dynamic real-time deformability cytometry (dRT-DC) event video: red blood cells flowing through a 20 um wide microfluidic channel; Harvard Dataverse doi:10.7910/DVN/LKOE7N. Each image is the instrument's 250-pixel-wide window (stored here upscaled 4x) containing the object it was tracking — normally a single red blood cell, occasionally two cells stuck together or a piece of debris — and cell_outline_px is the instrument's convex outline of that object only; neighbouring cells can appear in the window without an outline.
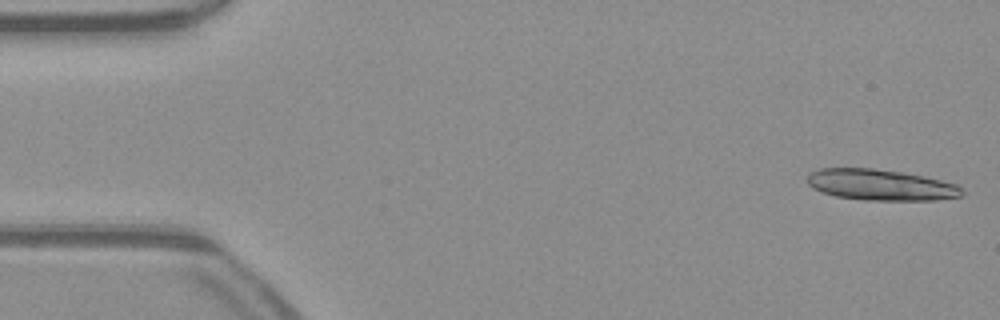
{"species": "common noctule bat (a hibernating species)", "species_latin": "Nyctalus noctula", "temperature_condition": "warm", "stored_images_in_passage": 13, "camera_frame_rate_fps": 3000, "um_per_image_px": 0.085, "animal": {"sex": "male", "body_mass_g": 23.1, "forearm_length_mm": 52.7}, "frame": {"image": 1, "passage_image": 1, "time_ms": 0.0, "image_size_px": [1000, 320], "cell_outline_px": [[964, 196], [936, 200], [864, 200], [836, 196], [812, 188], [808, 184], [808, 172], [820, 168], [872, 168], [904, 172], [924, 176], [956, 184], [964, 192]], "centroid_in_image_um": [74.86, 15.71], "position_along_channel_um": 10.1, "area_um2": 28.03}}